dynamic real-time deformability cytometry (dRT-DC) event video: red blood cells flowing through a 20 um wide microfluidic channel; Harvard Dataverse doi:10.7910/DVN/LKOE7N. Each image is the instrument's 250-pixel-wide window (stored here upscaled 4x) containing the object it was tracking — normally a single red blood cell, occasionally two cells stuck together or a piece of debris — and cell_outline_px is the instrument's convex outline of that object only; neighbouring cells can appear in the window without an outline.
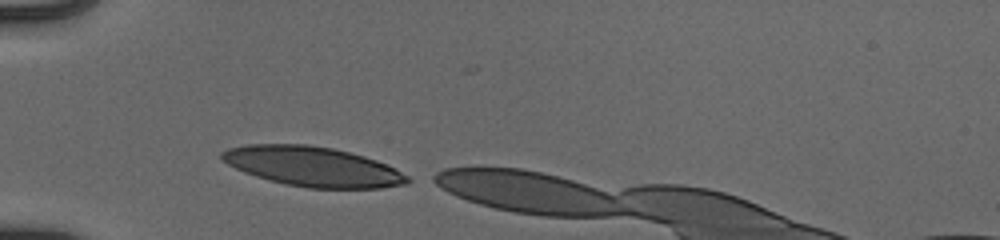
{"species": "human", "species_latin": "Homo sapiens", "temperature_condition": "cold", "stored_images_in_passage": 5, "camera_frame_rate_fps": 3000, "um_per_image_px": 0.085, "donor": {"sex": "male"}, "frame": {"image": 1, "passage_image": 1, "time_ms": 0.0, "image_size_px": [1000, 240], "cell_outline_px": [[416, 180], [408, 184], [380, 188], [308, 188], [288, 184], [256, 176], [244, 172], [228, 164], [220, 156], [220, 152], [228, 148], [248, 144], [308, 144], [332, 148], [364, 156], [376, 160]], "centroid_in_image_um": [26.6, 14.15], "position_along_channel_um": 58.4, "area_um2": 42.71}}